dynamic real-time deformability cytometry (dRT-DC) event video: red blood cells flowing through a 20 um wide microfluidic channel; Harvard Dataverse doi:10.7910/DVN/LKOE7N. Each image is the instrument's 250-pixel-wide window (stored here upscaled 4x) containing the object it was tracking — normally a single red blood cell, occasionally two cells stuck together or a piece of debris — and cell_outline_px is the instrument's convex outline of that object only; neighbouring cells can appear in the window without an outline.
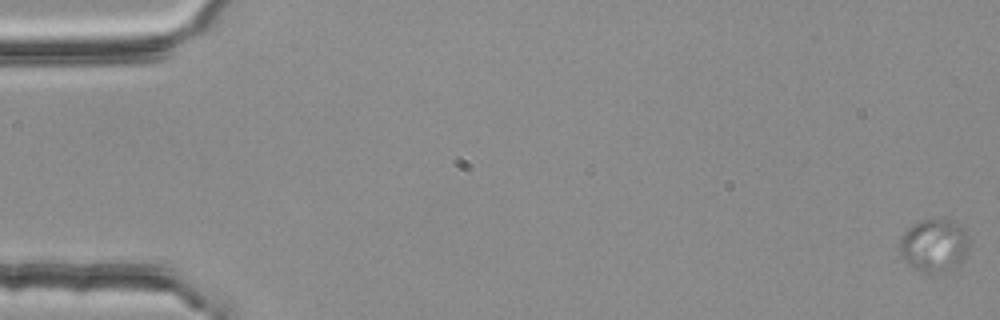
{"species": "common noctule bat (a hibernating species)", "species_latin": "Nyctalus noctula", "temperature_condition": "room temperature", "stored_images_in_passage": 13, "segment_of_instrument_passage": [1, 2], "camera_frame_rate_fps": 3000, "um_per_image_px": 0.085, "animal": {"sex": "female", "body_mass_g": 25.1}, "frame": {"image": 1, "passage_image": 1, "time_ms": 0.0, "image_size_px": [1000, 320], "cell_outline_px": [[968, 248], [964, 260], [940, 272], [924, 272], [908, 264], [904, 260], [900, 252], [900, 236], [908, 228], [920, 220], [932, 216], [944, 216], [964, 228], [968, 236]], "centroid_in_image_um": [79.4, 20.77], "position_along_channel_um": 5.6, "area_um2": 21.62}}